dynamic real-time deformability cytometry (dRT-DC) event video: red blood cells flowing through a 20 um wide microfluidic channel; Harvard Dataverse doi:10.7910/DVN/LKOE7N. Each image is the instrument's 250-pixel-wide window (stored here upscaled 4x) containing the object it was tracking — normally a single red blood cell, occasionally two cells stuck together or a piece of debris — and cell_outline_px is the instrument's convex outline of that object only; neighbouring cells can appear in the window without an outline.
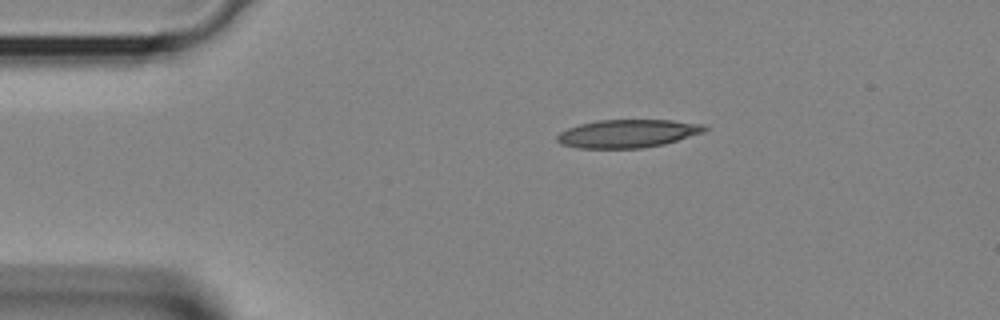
{"species": "Egyptian fruit bat (a non-hibernating species)", "species_latin": "Rousettus aegyptiacus", "temperature_condition": "room temperature", "stored_images_in_passage": 33, "camera_frame_rate_fps": 3000, "um_per_image_px": 0.085, "animal": {"sex": "female"}, "frame": {"image": 1, "passage_image": 1, "time_ms": 0.0, "image_size_px": [1000, 320], "cell_outline_px": [[708, 128], [704, 132], [664, 144], [644, 148], [576, 148], [560, 144], [556, 140], [556, 136], [560, 132], [568, 128], [580, 124], [596, 120], [672, 120], [704, 124]], "centroid_in_image_um": [53.34, 11.35], "position_along_channel_um": 31.7, "area_um2": 24.28}}
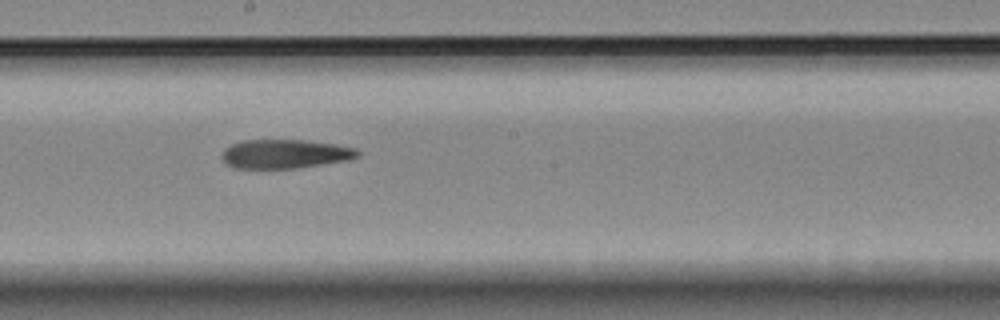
{"frame": {"image": 2, "passage_image": 15, "time_ms": 4.667, "image_size_px": [1000, 320], "cell_outline_px": [[360, 156], [348, 160], [296, 168], [232, 168], [224, 160], [224, 148], [240, 140], [304, 140], [336, 144], [356, 148], [360, 152]], "centroid_in_image_um": [24.26, 13.07], "position_along_channel_um": 223.9, "area_um2": 22.83}}
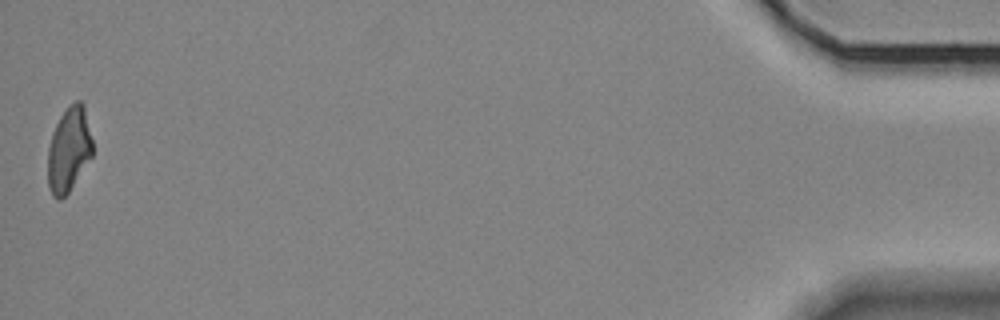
{"frame": {"image": 3, "passage_image": 33, "time_ms": 10.667, "image_size_px": [1000, 320], "cell_outline_px": [[92, 156], [68, 192], [60, 200], [56, 200], [52, 196], [48, 188], [48, 148], [52, 132], [60, 116], [68, 104], [76, 100], [80, 100], [84, 104], [92, 140]], "centroid_in_image_um": [5.84, 12.69], "position_along_channel_um": 429.4, "area_um2": 22.2}}